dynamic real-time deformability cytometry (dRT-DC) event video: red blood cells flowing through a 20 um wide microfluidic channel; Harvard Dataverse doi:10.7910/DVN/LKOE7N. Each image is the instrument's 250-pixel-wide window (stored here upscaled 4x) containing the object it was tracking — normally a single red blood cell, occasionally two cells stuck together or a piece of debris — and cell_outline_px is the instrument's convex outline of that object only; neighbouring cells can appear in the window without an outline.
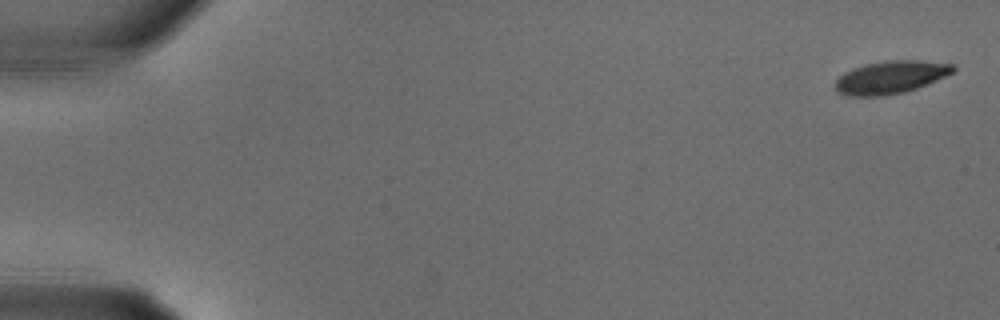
{"species": "common noctule bat (a hibernating species)", "species_latin": "Nyctalus noctula", "temperature_condition": "warm", "stored_images_in_passage": 30, "camera_frame_rate_fps": 3000, "um_per_image_px": 0.085, "animal": {"sex": "male", "body_mass_g": 18.8}, "frame": {"image": 1, "passage_image": 1, "time_ms": 0.0, "image_size_px": [1000, 320], "cell_outline_px": [[956, 68], [952, 72], [944, 76], [916, 88], [904, 92], [884, 96], [848, 96], [836, 92], [836, 80], [844, 72], [852, 68], [884, 60], [920, 60], [956, 64]], "centroid_in_image_um": [75.69, 6.56], "position_along_channel_um": 9.3, "area_um2": 22.43}}
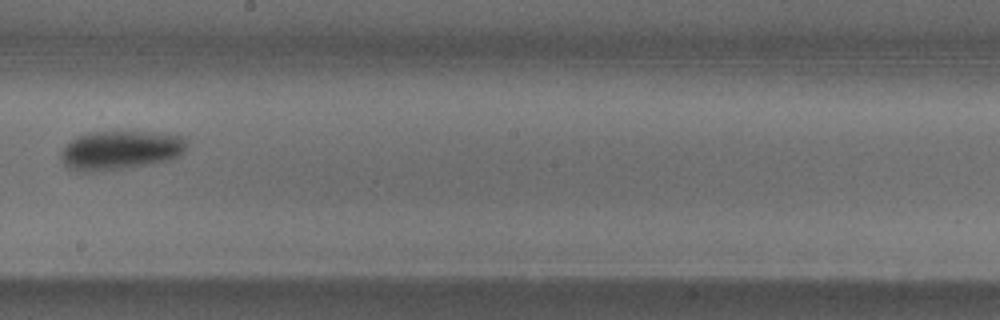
{"frame": {"image": 2, "passage_image": 18, "time_ms": 5.667, "image_size_px": [1000, 320], "cell_outline_px": [[188, 148], [180, 156], [168, 160], [152, 164], [128, 168], [92, 172], [76, 172], [68, 168], [60, 160], [60, 152], [72, 140], [80, 136], [92, 132], [144, 132], [184, 136], [188, 140]], "centroid_in_image_um": [10.26, 12.79], "position_along_channel_um": 237.9, "area_um2": 28.84}}
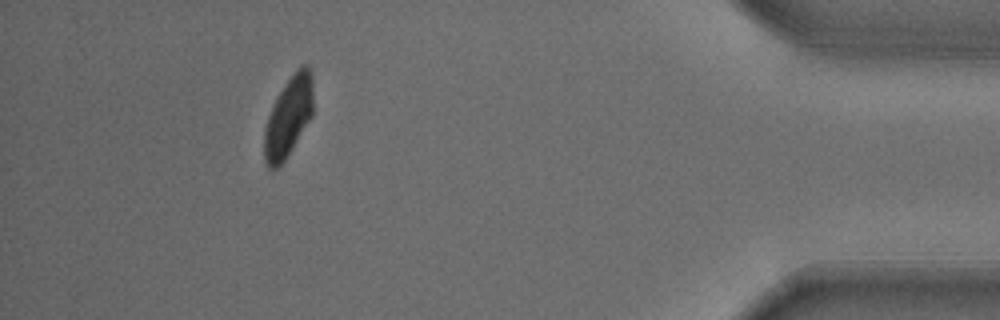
{"frame": {"image": 3, "passage_image": 28, "time_ms": 9.0, "image_size_px": [1000, 320], "cell_outline_px": [[312, 116], [292, 148], [284, 160], [276, 168], [268, 168], [264, 164], [264, 128], [272, 104], [296, 68], [300, 64], [308, 64], [312, 76]], "centroid_in_image_um": [24.5, 9.91], "position_along_channel_um": 410.7, "area_um2": 22.72}}